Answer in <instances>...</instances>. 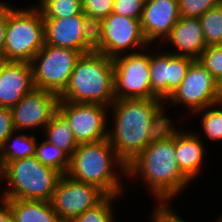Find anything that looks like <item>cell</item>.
<instances>
[{"mask_svg": "<svg viewBox=\"0 0 222 222\" xmlns=\"http://www.w3.org/2000/svg\"><path fill=\"white\" fill-rule=\"evenodd\" d=\"M172 208L171 205H156L151 213L152 222H186Z\"/></svg>", "mask_w": 222, "mask_h": 222, "instance_id": "33", "label": "cell"}, {"mask_svg": "<svg viewBox=\"0 0 222 222\" xmlns=\"http://www.w3.org/2000/svg\"><path fill=\"white\" fill-rule=\"evenodd\" d=\"M164 103L162 99H118L110 105L113 123L107 139L125 165L172 121Z\"/></svg>", "mask_w": 222, "mask_h": 222, "instance_id": "1", "label": "cell"}, {"mask_svg": "<svg viewBox=\"0 0 222 222\" xmlns=\"http://www.w3.org/2000/svg\"><path fill=\"white\" fill-rule=\"evenodd\" d=\"M35 88L32 65L2 61L0 64V107L12 108Z\"/></svg>", "mask_w": 222, "mask_h": 222, "instance_id": "16", "label": "cell"}, {"mask_svg": "<svg viewBox=\"0 0 222 222\" xmlns=\"http://www.w3.org/2000/svg\"><path fill=\"white\" fill-rule=\"evenodd\" d=\"M57 110L70 123L78 144L97 142L108 137L107 127L111 122L109 107L98 103L58 100Z\"/></svg>", "mask_w": 222, "mask_h": 222, "instance_id": "10", "label": "cell"}, {"mask_svg": "<svg viewBox=\"0 0 222 222\" xmlns=\"http://www.w3.org/2000/svg\"><path fill=\"white\" fill-rule=\"evenodd\" d=\"M180 17L178 0H146L140 23L149 46L155 41L164 45Z\"/></svg>", "mask_w": 222, "mask_h": 222, "instance_id": "15", "label": "cell"}, {"mask_svg": "<svg viewBox=\"0 0 222 222\" xmlns=\"http://www.w3.org/2000/svg\"><path fill=\"white\" fill-rule=\"evenodd\" d=\"M200 133L191 130L187 132L175 128V153L177 165L181 172L192 182L202 171L205 161L206 145L201 140Z\"/></svg>", "mask_w": 222, "mask_h": 222, "instance_id": "19", "label": "cell"}, {"mask_svg": "<svg viewBox=\"0 0 222 222\" xmlns=\"http://www.w3.org/2000/svg\"><path fill=\"white\" fill-rule=\"evenodd\" d=\"M117 199L119 196H106L99 204L86 210L72 222H115L112 202Z\"/></svg>", "mask_w": 222, "mask_h": 222, "instance_id": "28", "label": "cell"}, {"mask_svg": "<svg viewBox=\"0 0 222 222\" xmlns=\"http://www.w3.org/2000/svg\"><path fill=\"white\" fill-rule=\"evenodd\" d=\"M207 46L222 45V3L199 17Z\"/></svg>", "mask_w": 222, "mask_h": 222, "instance_id": "26", "label": "cell"}, {"mask_svg": "<svg viewBox=\"0 0 222 222\" xmlns=\"http://www.w3.org/2000/svg\"><path fill=\"white\" fill-rule=\"evenodd\" d=\"M216 222H222V214H221V216L219 217L218 221H216Z\"/></svg>", "mask_w": 222, "mask_h": 222, "instance_id": "39", "label": "cell"}, {"mask_svg": "<svg viewBox=\"0 0 222 222\" xmlns=\"http://www.w3.org/2000/svg\"><path fill=\"white\" fill-rule=\"evenodd\" d=\"M106 196L95 185L77 181L65 174L58 180L50 202L62 222H72Z\"/></svg>", "mask_w": 222, "mask_h": 222, "instance_id": "11", "label": "cell"}, {"mask_svg": "<svg viewBox=\"0 0 222 222\" xmlns=\"http://www.w3.org/2000/svg\"><path fill=\"white\" fill-rule=\"evenodd\" d=\"M83 29V14L65 18H44L45 44L84 54Z\"/></svg>", "mask_w": 222, "mask_h": 222, "instance_id": "18", "label": "cell"}, {"mask_svg": "<svg viewBox=\"0 0 222 222\" xmlns=\"http://www.w3.org/2000/svg\"><path fill=\"white\" fill-rule=\"evenodd\" d=\"M120 173L126 176V165L117 157L106 138L79 144L70 158L67 175L77 181L95 185L107 196H121L125 187L119 178L122 176Z\"/></svg>", "mask_w": 222, "mask_h": 222, "instance_id": "3", "label": "cell"}, {"mask_svg": "<svg viewBox=\"0 0 222 222\" xmlns=\"http://www.w3.org/2000/svg\"><path fill=\"white\" fill-rule=\"evenodd\" d=\"M197 60L217 82L222 78V45L207 46Z\"/></svg>", "mask_w": 222, "mask_h": 222, "instance_id": "29", "label": "cell"}, {"mask_svg": "<svg viewBox=\"0 0 222 222\" xmlns=\"http://www.w3.org/2000/svg\"><path fill=\"white\" fill-rule=\"evenodd\" d=\"M221 106V107H220ZM219 107V108H218ZM201 116V128L204 136L210 141L222 140V101L210 105L204 109L198 110L192 114ZM201 114V115H200Z\"/></svg>", "mask_w": 222, "mask_h": 222, "instance_id": "24", "label": "cell"}, {"mask_svg": "<svg viewBox=\"0 0 222 222\" xmlns=\"http://www.w3.org/2000/svg\"><path fill=\"white\" fill-rule=\"evenodd\" d=\"M145 1L146 0H114L112 12L140 20Z\"/></svg>", "mask_w": 222, "mask_h": 222, "instance_id": "31", "label": "cell"}, {"mask_svg": "<svg viewBox=\"0 0 222 222\" xmlns=\"http://www.w3.org/2000/svg\"><path fill=\"white\" fill-rule=\"evenodd\" d=\"M221 3L222 0H178L179 13L181 17L199 18Z\"/></svg>", "mask_w": 222, "mask_h": 222, "instance_id": "30", "label": "cell"}, {"mask_svg": "<svg viewBox=\"0 0 222 222\" xmlns=\"http://www.w3.org/2000/svg\"><path fill=\"white\" fill-rule=\"evenodd\" d=\"M149 48L112 59L116 100L160 99L151 91Z\"/></svg>", "mask_w": 222, "mask_h": 222, "instance_id": "8", "label": "cell"}, {"mask_svg": "<svg viewBox=\"0 0 222 222\" xmlns=\"http://www.w3.org/2000/svg\"><path fill=\"white\" fill-rule=\"evenodd\" d=\"M114 0H82V11L86 15L105 18L113 11Z\"/></svg>", "mask_w": 222, "mask_h": 222, "instance_id": "32", "label": "cell"}, {"mask_svg": "<svg viewBox=\"0 0 222 222\" xmlns=\"http://www.w3.org/2000/svg\"><path fill=\"white\" fill-rule=\"evenodd\" d=\"M81 55V52L73 49L44 44L31 61L35 88L48 90L59 96L67 87Z\"/></svg>", "mask_w": 222, "mask_h": 222, "instance_id": "7", "label": "cell"}, {"mask_svg": "<svg viewBox=\"0 0 222 222\" xmlns=\"http://www.w3.org/2000/svg\"><path fill=\"white\" fill-rule=\"evenodd\" d=\"M218 91L220 100L222 101V78L218 81Z\"/></svg>", "mask_w": 222, "mask_h": 222, "instance_id": "37", "label": "cell"}, {"mask_svg": "<svg viewBox=\"0 0 222 222\" xmlns=\"http://www.w3.org/2000/svg\"><path fill=\"white\" fill-rule=\"evenodd\" d=\"M59 100L110 107L116 100L113 60L99 52L82 54Z\"/></svg>", "mask_w": 222, "mask_h": 222, "instance_id": "4", "label": "cell"}, {"mask_svg": "<svg viewBox=\"0 0 222 222\" xmlns=\"http://www.w3.org/2000/svg\"><path fill=\"white\" fill-rule=\"evenodd\" d=\"M84 54L90 52L102 53L103 20L83 14Z\"/></svg>", "mask_w": 222, "mask_h": 222, "instance_id": "27", "label": "cell"}, {"mask_svg": "<svg viewBox=\"0 0 222 222\" xmlns=\"http://www.w3.org/2000/svg\"><path fill=\"white\" fill-rule=\"evenodd\" d=\"M162 51L150 52L151 91L164 102L176 91L195 60L189 56Z\"/></svg>", "mask_w": 222, "mask_h": 222, "instance_id": "14", "label": "cell"}, {"mask_svg": "<svg viewBox=\"0 0 222 222\" xmlns=\"http://www.w3.org/2000/svg\"><path fill=\"white\" fill-rule=\"evenodd\" d=\"M5 222H16V219L13 217V215L11 214L6 220Z\"/></svg>", "mask_w": 222, "mask_h": 222, "instance_id": "38", "label": "cell"}, {"mask_svg": "<svg viewBox=\"0 0 222 222\" xmlns=\"http://www.w3.org/2000/svg\"><path fill=\"white\" fill-rule=\"evenodd\" d=\"M16 222H62L50 201L8 199Z\"/></svg>", "mask_w": 222, "mask_h": 222, "instance_id": "20", "label": "cell"}, {"mask_svg": "<svg viewBox=\"0 0 222 222\" xmlns=\"http://www.w3.org/2000/svg\"><path fill=\"white\" fill-rule=\"evenodd\" d=\"M37 7L43 18H65L84 14L82 0H38Z\"/></svg>", "mask_w": 222, "mask_h": 222, "instance_id": "25", "label": "cell"}, {"mask_svg": "<svg viewBox=\"0 0 222 222\" xmlns=\"http://www.w3.org/2000/svg\"><path fill=\"white\" fill-rule=\"evenodd\" d=\"M34 156L42 165L56 169L62 175L69 170L70 157L45 139L36 143Z\"/></svg>", "mask_w": 222, "mask_h": 222, "instance_id": "23", "label": "cell"}, {"mask_svg": "<svg viewBox=\"0 0 222 222\" xmlns=\"http://www.w3.org/2000/svg\"><path fill=\"white\" fill-rule=\"evenodd\" d=\"M44 44V18L40 9L13 7L8 13L3 60L31 63Z\"/></svg>", "mask_w": 222, "mask_h": 222, "instance_id": "6", "label": "cell"}, {"mask_svg": "<svg viewBox=\"0 0 222 222\" xmlns=\"http://www.w3.org/2000/svg\"><path fill=\"white\" fill-rule=\"evenodd\" d=\"M14 130L0 147V169L8 163L35 155L37 137L34 132L25 133ZM18 133V134H17Z\"/></svg>", "mask_w": 222, "mask_h": 222, "instance_id": "21", "label": "cell"}, {"mask_svg": "<svg viewBox=\"0 0 222 222\" xmlns=\"http://www.w3.org/2000/svg\"><path fill=\"white\" fill-rule=\"evenodd\" d=\"M58 100L56 93L34 88L11 108L15 130L43 131L57 111Z\"/></svg>", "mask_w": 222, "mask_h": 222, "instance_id": "13", "label": "cell"}, {"mask_svg": "<svg viewBox=\"0 0 222 222\" xmlns=\"http://www.w3.org/2000/svg\"><path fill=\"white\" fill-rule=\"evenodd\" d=\"M165 41L175 50H170L169 53L194 59H198L207 47L200 19L193 17H180Z\"/></svg>", "mask_w": 222, "mask_h": 222, "instance_id": "17", "label": "cell"}, {"mask_svg": "<svg viewBox=\"0 0 222 222\" xmlns=\"http://www.w3.org/2000/svg\"><path fill=\"white\" fill-rule=\"evenodd\" d=\"M43 132L45 140L54 144L70 158L72 157L79 144L74 138L70 123L58 110L51 117Z\"/></svg>", "mask_w": 222, "mask_h": 222, "instance_id": "22", "label": "cell"}, {"mask_svg": "<svg viewBox=\"0 0 222 222\" xmlns=\"http://www.w3.org/2000/svg\"><path fill=\"white\" fill-rule=\"evenodd\" d=\"M102 54L115 57L138 52L148 47L139 19L111 12L103 18Z\"/></svg>", "mask_w": 222, "mask_h": 222, "instance_id": "12", "label": "cell"}, {"mask_svg": "<svg viewBox=\"0 0 222 222\" xmlns=\"http://www.w3.org/2000/svg\"><path fill=\"white\" fill-rule=\"evenodd\" d=\"M7 1H0V57L3 58L8 13L13 8Z\"/></svg>", "mask_w": 222, "mask_h": 222, "instance_id": "35", "label": "cell"}, {"mask_svg": "<svg viewBox=\"0 0 222 222\" xmlns=\"http://www.w3.org/2000/svg\"><path fill=\"white\" fill-rule=\"evenodd\" d=\"M14 130L11 108L0 107V147Z\"/></svg>", "mask_w": 222, "mask_h": 222, "instance_id": "34", "label": "cell"}, {"mask_svg": "<svg viewBox=\"0 0 222 222\" xmlns=\"http://www.w3.org/2000/svg\"><path fill=\"white\" fill-rule=\"evenodd\" d=\"M175 125L172 121L147 147L126 165V177L142 178L156 205H170L174 197L185 190L191 181L177 165L175 153ZM132 177V178H131ZM190 183V184H189Z\"/></svg>", "mask_w": 222, "mask_h": 222, "instance_id": "2", "label": "cell"}, {"mask_svg": "<svg viewBox=\"0 0 222 222\" xmlns=\"http://www.w3.org/2000/svg\"><path fill=\"white\" fill-rule=\"evenodd\" d=\"M218 82L207 69L195 59L176 91L165 101L167 106L183 105L188 115L220 102Z\"/></svg>", "mask_w": 222, "mask_h": 222, "instance_id": "9", "label": "cell"}, {"mask_svg": "<svg viewBox=\"0 0 222 222\" xmlns=\"http://www.w3.org/2000/svg\"><path fill=\"white\" fill-rule=\"evenodd\" d=\"M62 174L56 169L42 165L35 156L8 163L1 170V182L6 187L0 197L6 199L51 201Z\"/></svg>", "mask_w": 222, "mask_h": 222, "instance_id": "5", "label": "cell"}, {"mask_svg": "<svg viewBox=\"0 0 222 222\" xmlns=\"http://www.w3.org/2000/svg\"><path fill=\"white\" fill-rule=\"evenodd\" d=\"M11 215L10 205L8 199L0 198V222H5V220Z\"/></svg>", "mask_w": 222, "mask_h": 222, "instance_id": "36", "label": "cell"}]
</instances>
